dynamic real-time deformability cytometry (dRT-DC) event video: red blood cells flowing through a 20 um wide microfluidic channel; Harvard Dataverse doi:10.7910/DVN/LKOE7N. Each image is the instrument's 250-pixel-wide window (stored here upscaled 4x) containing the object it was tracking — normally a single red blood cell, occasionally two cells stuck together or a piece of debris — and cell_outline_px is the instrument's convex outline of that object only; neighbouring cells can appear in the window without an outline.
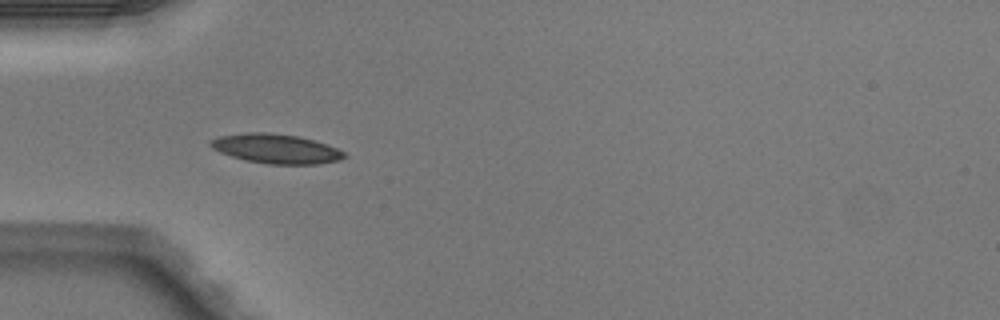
{"species": "Egyptian fruit bat (a non-hibernating species)", "species_latin": "Rousettus aegyptiacus", "temperature_condition": "warm", "stored_images_in_passage": 5, "camera_frame_rate_fps": 3000, "um_per_image_px": 0.085, "animal": {"sex": "male"}, "frame": {"image": 1, "passage_image": 3, "time_ms": 0.667, "image_size_px": [1000, 320], "cell_outline_px": [[348, 156], [340, 160], [320, 164], [268, 164], [244, 160], [220, 152], [212, 148], [208, 144], [208, 140], [220, 136], [248, 132], [268, 132], [296, 136], [312, 140], [336, 148], [344, 152]], "centroid_in_image_um": [23.43, 12.64], "position_along_channel_um": 61.6, "area_um2": 22.89}}
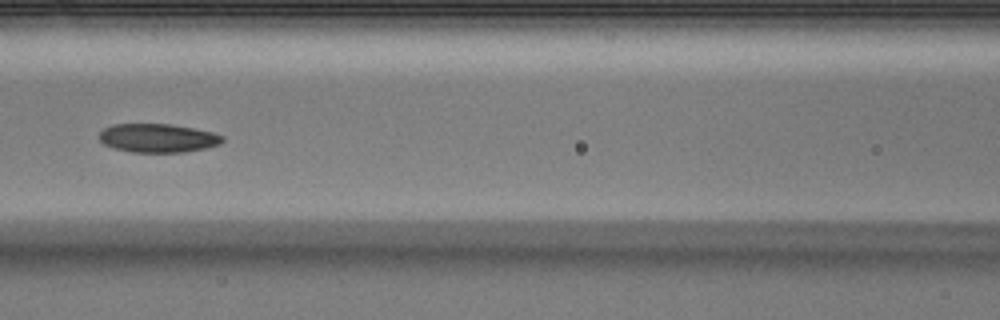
{"frame": {"image": 2, "passage_image": 5, "time_ms": 1.333, "image_size_px": [1000, 320], "cell_outline_px": [[224, 140], [220, 144], [204, 148], [184, 152], [132, 152], [112, 148], [104, 144], [100, 140], [100, 132], [104, 128], [112, 124], [172, 124], [196, 128], [212, 132], [224, 136]], "centroid_in_image_um": [13.42, 11.73], "position_along_channel_um": 153.2, "area_um2": 20.69}}